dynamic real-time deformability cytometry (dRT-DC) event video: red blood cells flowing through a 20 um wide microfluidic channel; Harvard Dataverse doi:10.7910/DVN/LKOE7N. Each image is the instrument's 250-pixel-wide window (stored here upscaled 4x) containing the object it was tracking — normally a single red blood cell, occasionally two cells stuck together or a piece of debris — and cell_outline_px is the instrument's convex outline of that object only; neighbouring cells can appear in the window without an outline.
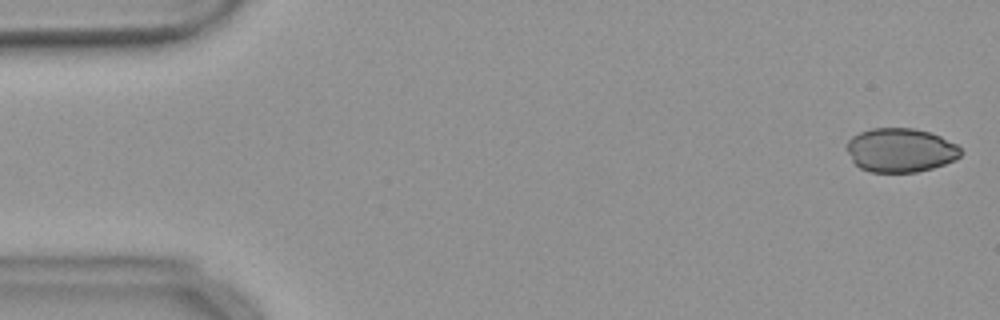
{"species": "common noctule bat (a hibernating species)", "species_latin": "Nyctalus noctula", "temperature_condition": "warm", "stored_images_in_passage": 55, "camera_frame_rate_fps": 3000, "um_per_image_px": 0.085, "animal": {"sex": "female", "body_mass_g": 18.4}, "frame": {"image": 1, "passage_image": 2, "time_ms": 0.333, "image_size_px": [1000, 320], "cell_outline_px": [[964, 152], [956, 160], [932, 168], [916, 172], [872, 172], [860, 168], [852, 160], [844, 148], [844, 144], [852, 136], [860, 132], [872, 128], [912, 128], [928, 132], [940, 136], [956, 144]], "centroid_in_image_um": [76.52, 12.76], "position_along_channel_um": 8.5, "area_um2": 29.42}}
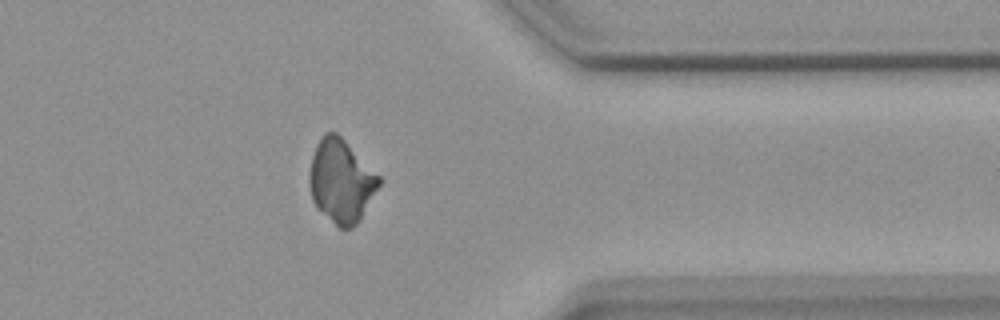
{"frame": {"image": 2, "passage_image": 44, "time_ms": 14.333, "image_size_px": [1000, 320], "cell_outline_px": [[380, 184], [360, 220], [352, 228], [340, 228], [316, 208], [312, 200], [308, 184], [308, 172], [312, 156], [316, 144], [324, 132], [336, 132], [380, 176]], "centroid_in_image_um": [28.96, 15.39], "position_along_channel_um": 382.4, "area_um2": 33.7}}
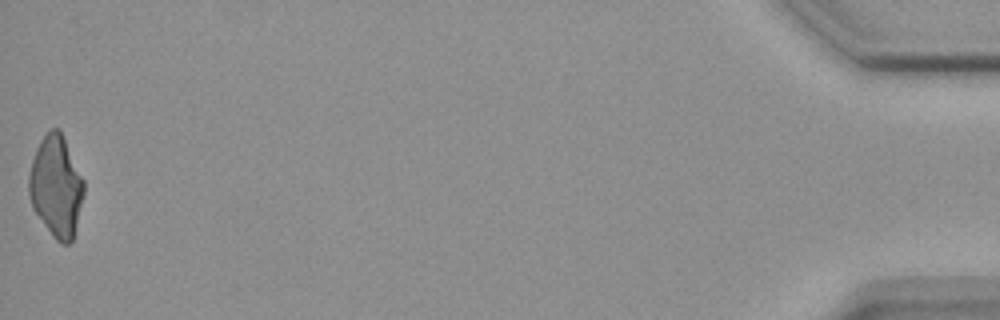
{"frame": {"image": 3, "passage_image": 55, "time_ms": 18.0, "image_size_px": [1000, 320], "cell_outline_px": [[84, 192], [72, 240], [68, 244], [60, 244], [52, 236], [32, 208], [28, 196], [28, 176], [32, 160], [36, 148], [40, 140], [48, 128], [60, 128], [84, 180]], "centroid_in_image_um": [4.75, 15.81], "position_along_channel_um": 430.5, "area_um2": 32.6}}